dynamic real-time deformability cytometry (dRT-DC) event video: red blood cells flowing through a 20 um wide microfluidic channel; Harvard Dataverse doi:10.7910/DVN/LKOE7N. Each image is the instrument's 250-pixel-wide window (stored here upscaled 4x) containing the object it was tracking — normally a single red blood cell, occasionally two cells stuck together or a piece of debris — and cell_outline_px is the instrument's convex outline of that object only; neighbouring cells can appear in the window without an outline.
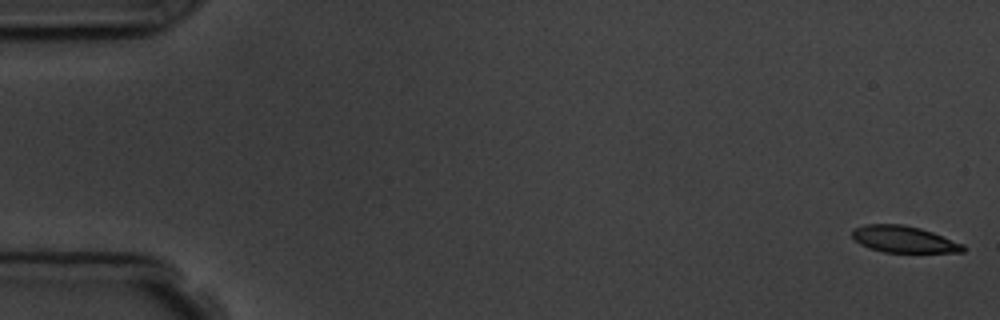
{"species": "common noctule bat (a hibernating species)", "species_latin": "Nyctalus noctula", "temperature_condition": "room temperature", "stored_images_in_passage": 5, "camera_frame_rate_fps": 3000, "um_per_image_px": 0.085, "animal": {"sex": "male", "body_mass_g": 19.5, "forearm_length_mm": 54.6}, "frame": {"image": 1, "passage_image": 1, "time_ms": 0.0, "image_size_px": [1000, 320], "cell_outline_px": [[964, 252], [884, 252], [868, 248], [860, 244], [852, 236], [852, 232], [856, 228], [864, 224], [904, 224], [920, 228], [932, 232], [964, 244]], "centroid_in_image_um": [76.82, 20.33], "position_along_channel_um": 8.2, "area_um2": 17.11}}
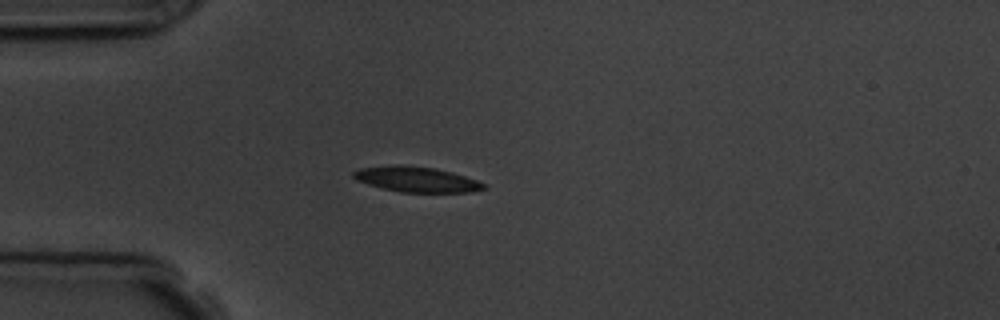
{"frame": {"image": 2, "passage_image": 5, "time_ms": 4.667, "image_size_px": [1000, 320], "cell_outline_px": [[488, 188], [468, 192], [400, 192], [368, 184], [356, 180], [352, 176], [352, 172], [360, 168], [396, 164], [400, 164], [436, 168], [452, 172], [476, 180], [484, 184]], "centroid_in_image_um": [35.38, 15.23], "position_along_channel_um": 49.6, "area_um2": 19.19}}